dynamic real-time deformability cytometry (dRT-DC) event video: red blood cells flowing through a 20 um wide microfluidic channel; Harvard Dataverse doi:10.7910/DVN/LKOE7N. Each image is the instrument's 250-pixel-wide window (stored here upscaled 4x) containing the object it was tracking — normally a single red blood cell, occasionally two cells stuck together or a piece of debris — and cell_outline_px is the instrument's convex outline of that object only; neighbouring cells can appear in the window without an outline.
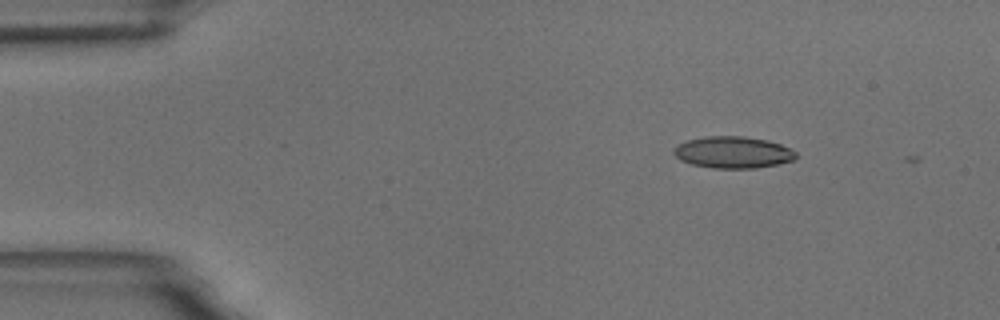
{"species": "common noctule bat (a hibernating species)", "species_latin": "Nyctalus noctula", "temperature_condition": "room temperature", "stored_images_in_passage": 9, "camera_frame_rate_fps": 3000, "um_per_image_px": 0.085, "animal": {"sex": "male", "body_mass_g": 18.8}, "frame": {"image": 1, "passage_image": 3, "time_ms": 0.667, "image_size_px": [1000, 320], "cell_outline_px": [[796, 160], [780, 164], [756, 168], [712, 168], [692, 164], [680, 160], [672, 152], [672, 148], [688, 140], [704, 136], [744, 136], [764, 140], [780, 144], [796, 152]], "centroid_in_image_um": [62.3, 12.95], "position_along_channel_um": 22.7, "area_um2": 22.6}}